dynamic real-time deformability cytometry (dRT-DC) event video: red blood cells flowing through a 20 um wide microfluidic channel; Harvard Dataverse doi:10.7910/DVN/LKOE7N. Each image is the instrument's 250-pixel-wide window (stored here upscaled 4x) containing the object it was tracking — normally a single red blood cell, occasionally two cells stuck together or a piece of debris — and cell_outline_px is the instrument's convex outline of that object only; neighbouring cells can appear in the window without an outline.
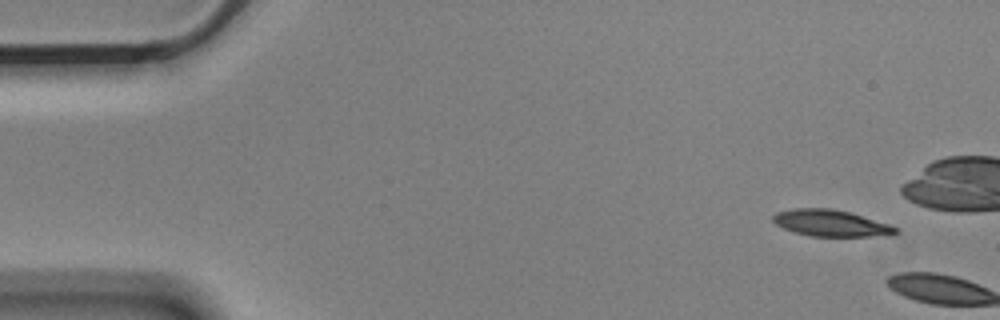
{"species": "Egyptian fruit bat (a non-hibernating species)", "species_latin": "Rousettus aegyptiacus", "temperature_condition": "cold", "stored_images_in_passage": 2, "camera_frame_rate_fps": 3000, "um_per_image_px": 0.085, "animal": {"sex": "male"}, "frame": {"image": 1, "passage_image": 1, "time_ms": 0.0, "image_size_px": [1000, 320], "cell_outline_px": [[900, 232], [868, 236], [812, 236], [796, 232], [784, 228], [776, 224], [772, 220], [772, 216], [776, 212], [792, 208], [832, 208], [848, 212], [888, 224], [896, 228]], "centroid_in_image_um": [70.53, 18.95], "position_along_channel_um": 14.5, "area_um2": 18.5}}